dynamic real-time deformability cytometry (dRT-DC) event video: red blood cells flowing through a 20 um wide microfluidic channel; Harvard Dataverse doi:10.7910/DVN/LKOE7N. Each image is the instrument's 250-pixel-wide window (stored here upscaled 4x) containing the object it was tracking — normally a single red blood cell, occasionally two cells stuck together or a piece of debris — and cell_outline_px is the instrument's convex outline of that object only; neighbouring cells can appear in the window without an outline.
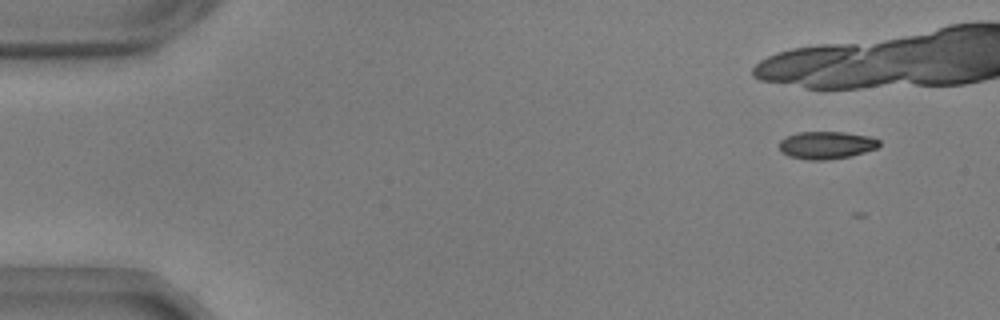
{"species": "common noctule bat (a hibernating species)", "species_latin": "Nyctalus noctula", "temperature_condition": "warm", "stored_images_in_passage": 7, "camera_frame_rate_fps": 3000, "um_per_image_px": 0.085, "animal": {"sex": "male", "body_mass_g": 17.9, "forearm_length_mm": 54.2}, "frame": {"image": 1, "passage_image": 4, "time_ms": 1.0, "image_size_px": [1000, 320], "cell_outline_px": [[880, 144], [876, 148], [852, 156], [824, 160], [808, 160], [788, 156], [780, 152], [780, 140], [788, 136], [800, 132], [844, 132], [872, 136], [880, 140]], "centroid_in_image_um": [70.26, 12.34], "position_along_channel_um": 14.7, "area_um2": 16.13}}